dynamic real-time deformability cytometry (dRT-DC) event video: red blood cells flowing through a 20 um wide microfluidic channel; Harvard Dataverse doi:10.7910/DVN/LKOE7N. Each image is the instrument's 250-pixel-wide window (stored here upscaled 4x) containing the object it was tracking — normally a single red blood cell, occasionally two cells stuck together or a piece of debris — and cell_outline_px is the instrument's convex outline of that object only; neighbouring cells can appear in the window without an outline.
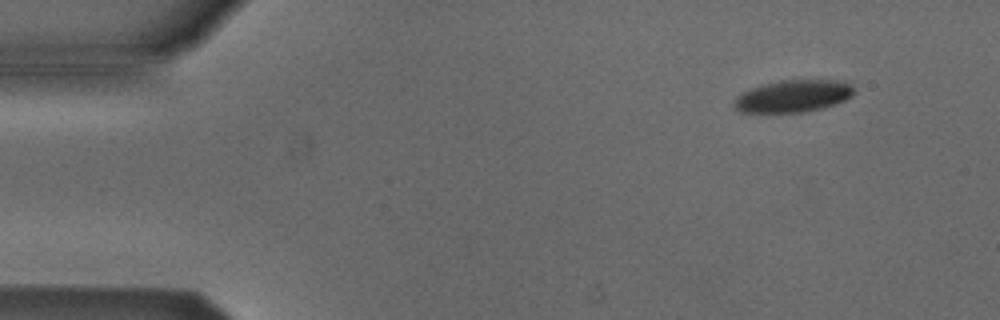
{"species": "Egyptian fruit bat (a non-hibernating species)", "species_latin": "Rousettus aegyptiacus", "temperature_condition": "cold", "stored_images_in_passage": 9, "camera_frame_rate_fps": 3000, "um_per_image_px": 0.085, "animal": {"sex": "male"}, "frame": {"image": 1, "passage_image": 2, "time_ms": 1.0, "image_size_px": [1000, 320], "cell_outline_px": [[856, 92], [852, 96], [836, 104], [824, 108], [804, 112], [744, 112], [736, 108], [736, 96], [760, 84], [780, 80], [844, 80], [852, 84], [856, 88]], "centroid_in_image_um": [67.52, 8.15], "position_along_channel_um": 17.5, "area_um2": 22.6}}
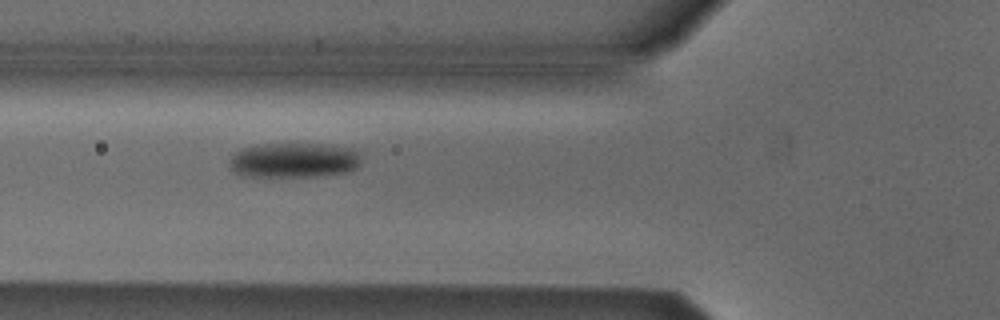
{"frame": {"image": 2, "passage_image": 6, "time_ms": 5.667, "image_size_px": [1000, 320], "cell_outline_px": [[360, 160], [356, 168], [348, 172], [316, 176], [240, 176], [228, 164], [232, 156], [236, 152], [244, 148], [256, 144], [320, 144], [348, 148], [356, 152], [360, 156]], "centroid_in_image_um": [24.95, 13.62], "position_along_channel_um": 100.9, "area_um2": 26.53}}
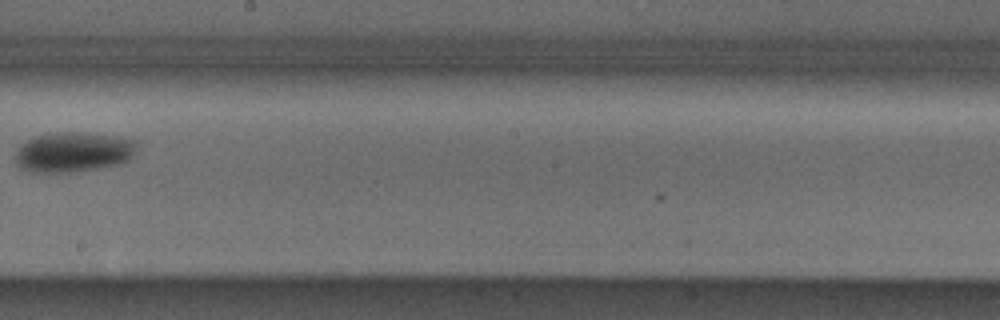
{"frame": {"image": 3, "passage_image": 9, "time_ms": 9.333, "image_size_px": [1000, 320], "cell_outline_px": [[136, 144], [128, 160], [120, 164], [72, 172], [32, 172], [16, 164], [16, 152], [28, 140], [36, 136], [64, 132], [84, 132], [112, 136], [136, 140]], "centroid_in_image_um": [6.23, 12.93], "position_along_channel_um": 242.0, "area_um2": 27.69}}